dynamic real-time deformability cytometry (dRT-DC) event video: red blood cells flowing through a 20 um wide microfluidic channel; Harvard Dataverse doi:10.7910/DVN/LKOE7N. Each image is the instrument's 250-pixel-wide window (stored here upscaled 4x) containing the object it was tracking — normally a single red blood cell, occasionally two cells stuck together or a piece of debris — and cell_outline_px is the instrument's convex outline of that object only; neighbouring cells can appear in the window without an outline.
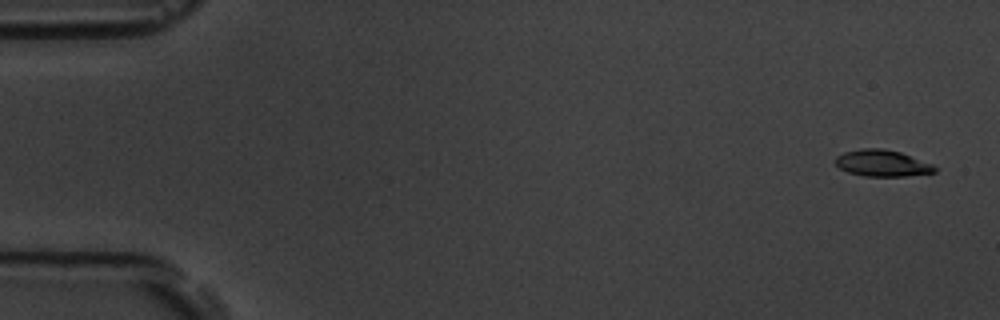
{"species": "common noctule bat (a hibernating species)", "species_latin": "Nyctalus noctula", "temperature_condition": "room temperature", "stored_images_in_passage": 11, "camera_frame_rate_fps": 3000, "um_per_image_px": 0.085, "animal": {"sex": "male", "body_mass_g": 19.5, "forearm_length_mm": 54.6}, "frame": {"image": 1, "passage_image": 1, "time_ms": 0.0, "image_size_px": [1000, 320], "cell_outline_px": [[940, 168], [936, 172], [908, 176], [864, 176], [848, 172], [840, 168], [836, 164], [836, 156], [844, 152], [860, 148], [884, 148], [900, 152], [932, 164]], "centroid_in_image_um": [75.01, 13.87], "position_along_channel_um": 10.0, "area_um2": 15.43}}
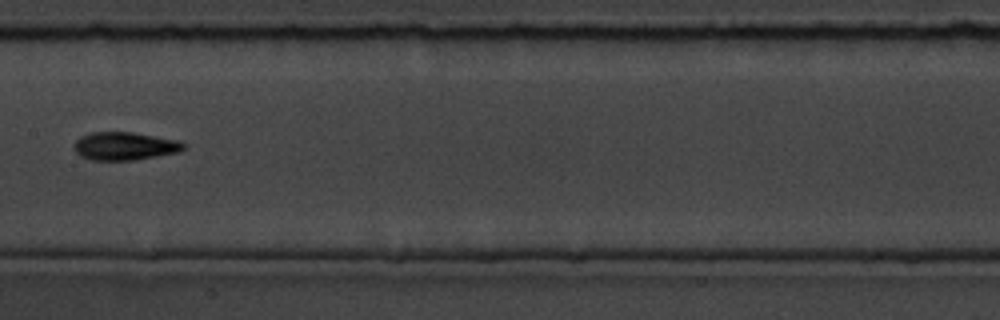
{"frame": {"image": 2, "passage_image": 8, "time_ms": 9.0, "image_size_px": [1000, 320], "cell_outline_px": [[188, 144], [180, 152], [132, 160], [92, 160], [80, 156], [72, 148], [72, 144], [80, 136], [92, 132], [132, 132], [180, 140]], "centroid_in_image_um": [10.6, 12.41], "position_along_channel_um": 196.8, "area_um2": 18.15}}
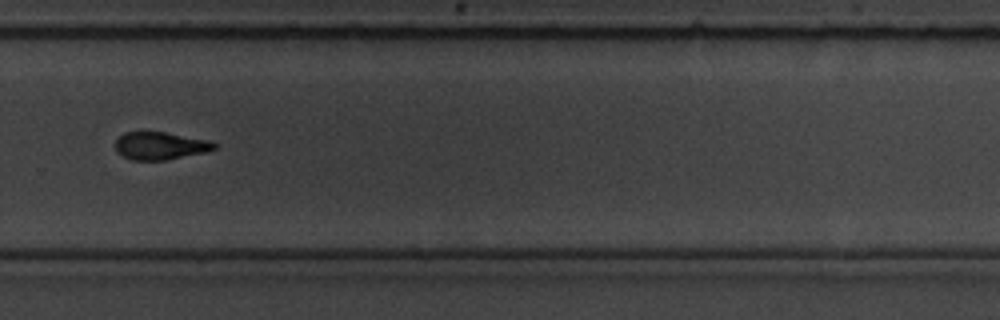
{"frame": {"image": 3, "passage_image": 11, "time_ms": 12.333, "image_size_px": [1000, 320], "cell_outline_px": [[216, 148], [204, 152], [164, 160], [132, 160], [116, 152], [116, 140], [124, 132], [164, 132], [212, 140], [216, 144]], "centroid_in_image_um": [13.62, 12.38], "position_along_channel_um": 316.2, "area_um2": 15.84}}